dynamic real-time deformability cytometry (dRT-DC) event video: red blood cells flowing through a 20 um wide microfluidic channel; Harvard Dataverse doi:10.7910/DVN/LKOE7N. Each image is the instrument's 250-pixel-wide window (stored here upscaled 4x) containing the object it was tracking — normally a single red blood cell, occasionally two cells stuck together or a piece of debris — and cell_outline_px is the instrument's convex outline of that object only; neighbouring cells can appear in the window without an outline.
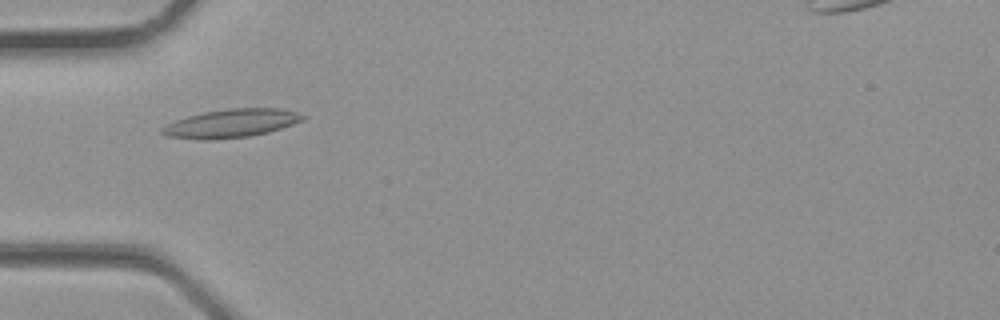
{"species": "common noctule bat (a hibernating species)", "species_latin": "Nyctalus noctula", "temperature_condition": "room temperature", "stored_images_in_passage": 24, "camera_frame_rate_fps": 3000, "um_per_image_px": 0.085, "animal": {"sex": "male", "body_mass_g": 23.1, "forearm_length_mm": 52.7}, "frame": {"image": 1, "passage_image": 1, "time_ms": 0.0, "image_size_px": [1000, 320], "cell_outline_px": [[308, 116], [304, 120], [268, 132], [248, 136], [212, 140], [204, 140], [168, 136], [160, 132], [160, 128], [176, 120], [188, 116], [204, 112], [228, 108], [280, 108], [296, 112]], "centroid_in_image_um": [19.67, 10.48], "position_along_channel_um": 65.3, "area_um2": 23.18}}
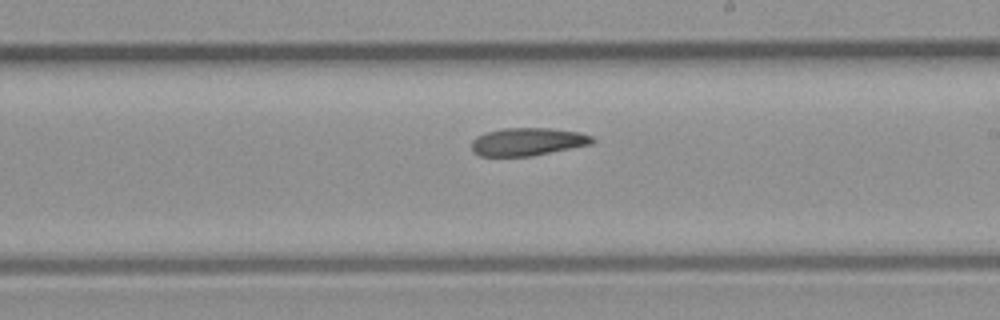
{"frame": {"image": 2, "passage_image": 10, "time_ms": 3.0, "image_size_px": [1000, 320], "cell_outline_px": [[596, 140], [592, 144], [532, 156], [480, 156], [472, 152], [472, 140], [476, 136], [484, 132], [504, 128], [548, 128], [580, 132], [592, 136]], "centroid_in_image_um": [44.84, 12.04], "position_along_channel_um": 244.2, "area_um2": 19.77}}
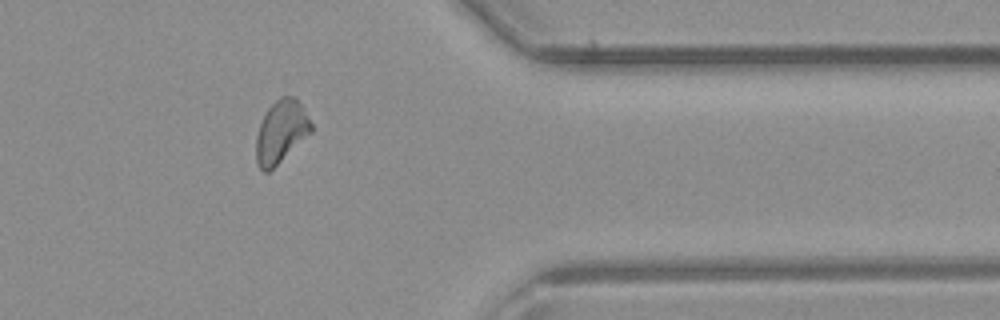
{"frame": {"image": 3, "passage_image": 18, "time_ms": 5.667, "image_size_px": [1000, 320], "cell_outline_px": [[312, 132], [268, 172], [264, 172], [256, 164], [256, 136], [260, 124], [268, 108], [280, 96], [296, 96], [308, 116], [312, 124]], "centroid_in_image_um": [23.89, 11.18], "position_along_channel_um": 387.5, "area_um2": 19.94}}